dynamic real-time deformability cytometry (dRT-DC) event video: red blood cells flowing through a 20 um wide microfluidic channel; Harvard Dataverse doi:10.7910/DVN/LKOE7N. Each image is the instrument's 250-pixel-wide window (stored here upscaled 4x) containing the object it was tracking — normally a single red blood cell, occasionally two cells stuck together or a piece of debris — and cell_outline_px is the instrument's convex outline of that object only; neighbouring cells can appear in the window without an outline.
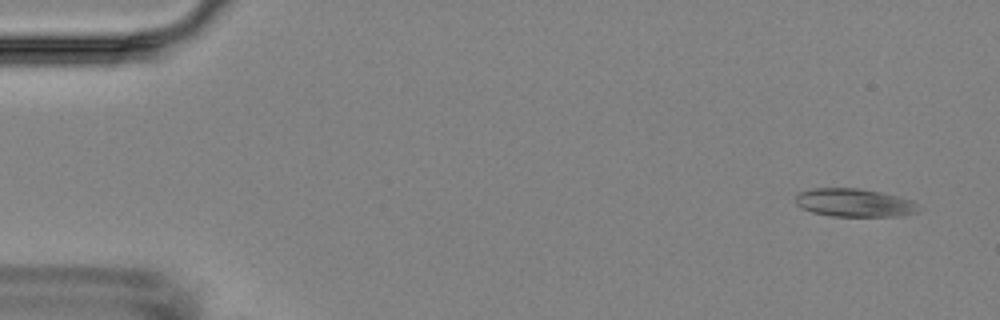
{"species": "Egyptian fruit bat (a non-hibernating species)", "species_latin": "Rousettus aegyptiacus", "temperature_condition": "room temperature", "stored_images_in_passage": 4, "camera_frame_rate_fps": 3000, "um_per_image_px": 0.085, "animal": {"sex": "female"}, "frame": {"image": 1, "passage_image": 1, "time_ms": 0.0, "image_size_px": [1000, 320], "cell_outline_px": [[920, 212], [900, 216], [832, 216], [812, 212], [796, 204], [796, 196], [800, 192], [812, 188], [860, 188], [880, 192], [912, 200], [916, 204]], "centroid_in_image_um": [72.63, 17.23], "position_along_channel_um": 12.4, "area_um2": 20.11}}
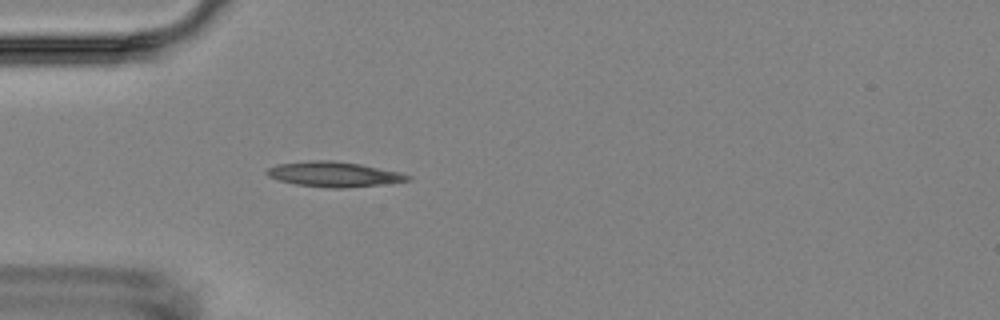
{"frame": {"image": 2, "passage_image": 4, "time_ms": 4.333, "image_size_px": [1000, 320], "cell_outline_px": [[412, 180], [392, 184], [344, 188], [328, 188], [296, 184], [280, 180], [268, 176], [264, 172], [268, 168], [276, 164], [312, 160], [332, 160], [360, 164], [400, 172], [412, 176]], "centroid_in_image_um": [28.44, 14.82], "position_along_channel_um": 56.6, "area_um2": 20.87}}